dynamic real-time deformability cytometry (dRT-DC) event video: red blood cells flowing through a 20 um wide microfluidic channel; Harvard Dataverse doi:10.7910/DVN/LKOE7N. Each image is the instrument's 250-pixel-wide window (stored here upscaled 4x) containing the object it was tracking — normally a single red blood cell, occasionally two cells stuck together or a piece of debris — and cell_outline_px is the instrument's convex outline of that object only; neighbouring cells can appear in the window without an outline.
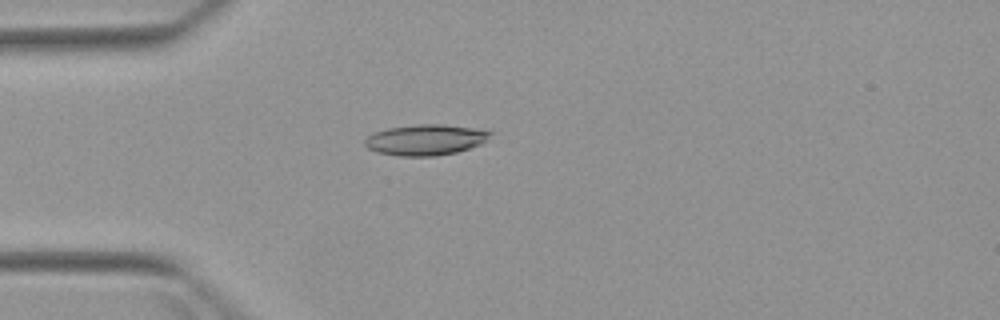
{"species": "Egyptian fruit bat (a non-hibernating species)", "species_latin": "Rousettus aegyptiacus", "temperature_condition": "warm", "stored_images_in_passage": 1, "camera_frame_rate_fps": 3000, "um_per_image_px": 0.085, "animal": {"sex": "female"}, "frame": {"image": 1, "passage_image": 1, "time_ms": 0.0, "image_size_px": [1000, 320], "cell_outline_px": [[492, 132], [480, 144], [456, 152], [436, 156], [400, 156], [376, 152], [368, 148], [364, 144], [364, 140], [368, 136], [376, 132], [388, 128], [420, 124], [440, 124], [472, 128]], "centroid_in_image_um": [36.11, 11.89], "position_along_channel_um": 48.9, "area_um2": 22.08}}